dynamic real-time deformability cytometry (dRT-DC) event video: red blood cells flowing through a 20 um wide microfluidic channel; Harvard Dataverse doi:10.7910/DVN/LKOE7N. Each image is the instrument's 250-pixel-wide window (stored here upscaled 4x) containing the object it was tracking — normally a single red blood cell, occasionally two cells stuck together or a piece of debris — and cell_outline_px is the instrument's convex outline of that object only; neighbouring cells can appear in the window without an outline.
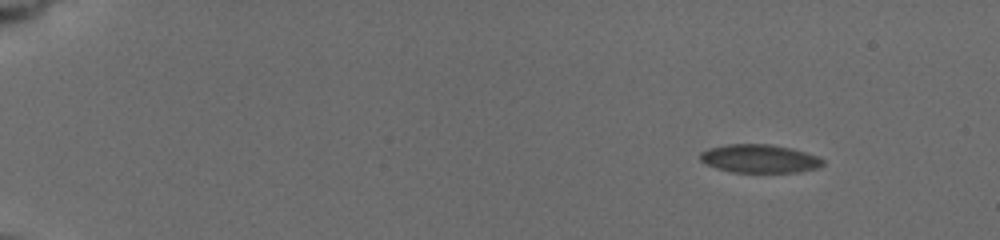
{"species": "common noctule bat (a hibernating species)", "species_latin": "Nyctalus noctula", "temperature_condition": "cold", "stored_images_in_passage": 54, "camera_frame_rate_fps": 3000, "um_per_image_px": 0.085, "animal": {"sex": "female", "body_mass_g": 19.5, "forearm_length_mm": 54.1}, "frame": {"image": 1, "passage_image": 1, "time_ms": 0.0, "image_size_px": [1000, 240], "cell_outline_px": [[824, 164], [816, 168], [796, 172], [732, 172], [716, 168], [700, 160], [700, 152], [708, 148], [728, 144], [768, 144], [792, 148], [816, 156], [824, 160]], "centroid_in_image_um": [64.54, 13.48], "position_along_channel_um": 20.5, "area_um2": 20.11}}
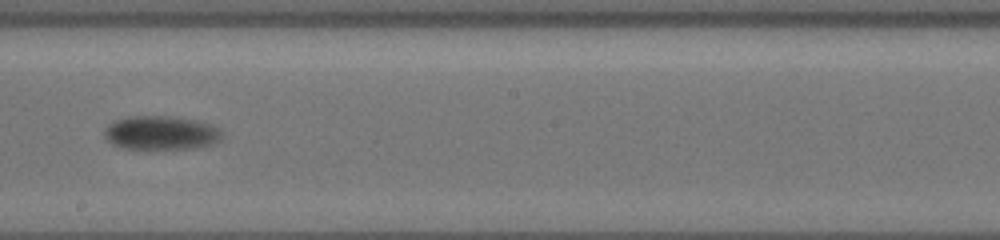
{"frame": {"image": 2, "passage_image": 32, "time_ms": 9.667, "image_size_px": [1000, 240], "cell_outline_px": [[224, 136], [216, 144], [200, 148], [124, 148], [108, 140], [104, 136], [104, 132], [108, 124], [116, 120], [132, 116], [164, 116], [196, 120], [212, 124], [224, 132]], "centroid_in_image_um": [13.78, 11.29], "position_along_channel_um": 234.4, "area_um2": 23.18}}
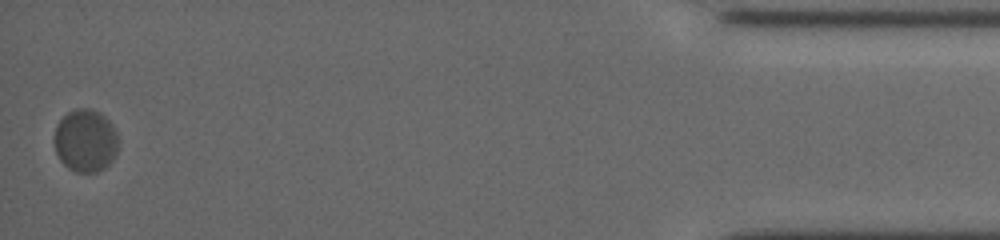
{"frame": {"image": 3, "passage_image": 54, "time_ms": 17.0, "image_size_px": [1000, 240], "cell_outline_px": [[120, 140], [116, 156], [104, 168], [96, 172], [76, 172], [68, 168], [60, 160], [56, 152], [56, 128], [60, 120], [68, 112], [76, 108], [92, 108], [100, 112], [112, 124]], "centroid_in_image_um": [7.32, 11.95], "position_along_channel_um": 427.9, "area_um2": 23.47}, "authors_computed_cell_mechanics": {"area_um2": 22.4264, "velocity_mm_per_s": 3.6283, "shape_relaxation_time_tau1_ms": 1.637, "shape_relaxation_time_tau2_ms": null, "deformation_change_tau1": 0.0307, "deformation_change_tau2": null}}